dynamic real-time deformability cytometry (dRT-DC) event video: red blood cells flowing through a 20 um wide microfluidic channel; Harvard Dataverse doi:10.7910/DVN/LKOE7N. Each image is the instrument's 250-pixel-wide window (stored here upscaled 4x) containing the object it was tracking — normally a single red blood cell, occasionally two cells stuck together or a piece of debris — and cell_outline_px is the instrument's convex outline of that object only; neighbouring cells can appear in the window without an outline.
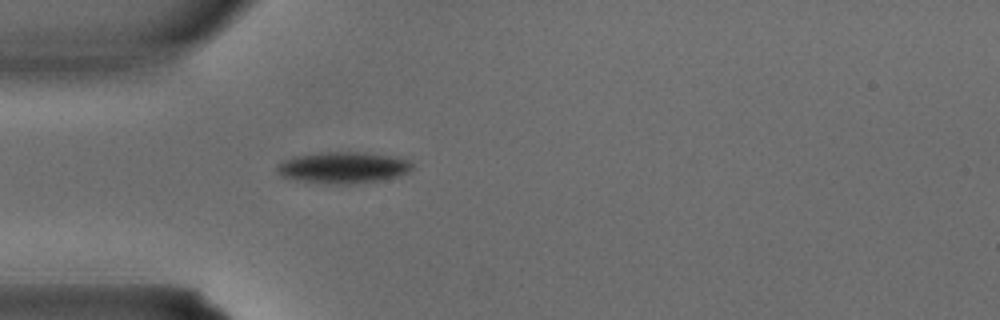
{"species": "common noctule bat (a hibernating species)", "species_latin": "Nyctalus noctula", "temperature_condition": "warm", "stored_images_in_passage": 1, "camera_frame_rate_fps": 3000, "um_per_image_px": 0.085, "animal": {"sex": "male", "body_mass_g": 15.6}, "frame": {"image": 1, "passage_image": 1, "time_ms": 0.0, "image_size_px": [1000, 320], "cell_outline_px": [[412, 168], [408, 172], [400, 176], [380, 180], [348, 184], [328, 184], [300, 180], [280, 176], [276, 168], [284, 160], [292, 156], [320, 152], [364, 152], [400, 156], [408, 160], [412, 164]], "centroid_in_image_um": [29.2, 14.23], "position_along_channel_um": 55.8, "area_um2": 24.91}}